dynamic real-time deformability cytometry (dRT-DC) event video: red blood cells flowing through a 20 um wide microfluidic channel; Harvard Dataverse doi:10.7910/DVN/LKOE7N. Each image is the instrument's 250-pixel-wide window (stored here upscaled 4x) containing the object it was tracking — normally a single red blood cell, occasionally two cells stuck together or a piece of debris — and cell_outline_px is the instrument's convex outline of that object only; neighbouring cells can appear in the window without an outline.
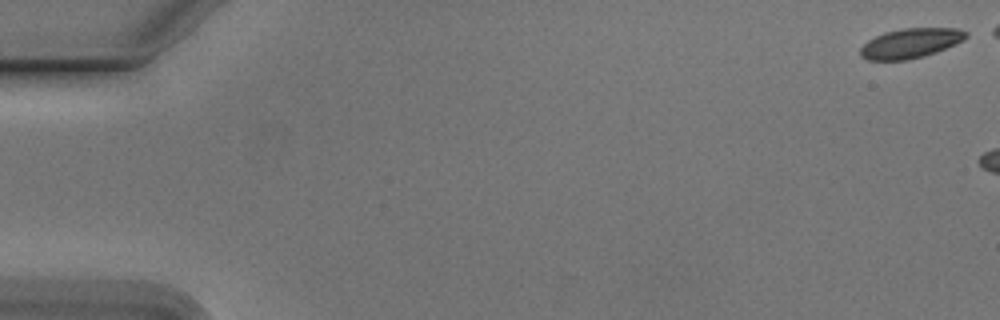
{"species": "Egyptian fruit bat (a non-hibernating species)", "species_latin": "Rousettus aegyptiacus", "temperature_condition": "cold", "stored_images_in_passage": 6, "camera_frame_rate_fps": 3000, "um_per_image_px": 0.085, "animal": {"sex": "male"}, "frame": {"image": 1, "passage_image": 1, "time_ms": 0.0, "image_size_px": [1000, 320], "cell_outline_px": [[968, 36], [936, 52], [924, 56], [908, 60], [868, 60], [860, 56], [860, 48], [868, 40], [884, 32], [904, 28], [956, 28], [968, 32]], "centroid_in_image_um": [77.35, 3.67], "position_along_channel_um": 7.7, "area_um2": 18.09}}